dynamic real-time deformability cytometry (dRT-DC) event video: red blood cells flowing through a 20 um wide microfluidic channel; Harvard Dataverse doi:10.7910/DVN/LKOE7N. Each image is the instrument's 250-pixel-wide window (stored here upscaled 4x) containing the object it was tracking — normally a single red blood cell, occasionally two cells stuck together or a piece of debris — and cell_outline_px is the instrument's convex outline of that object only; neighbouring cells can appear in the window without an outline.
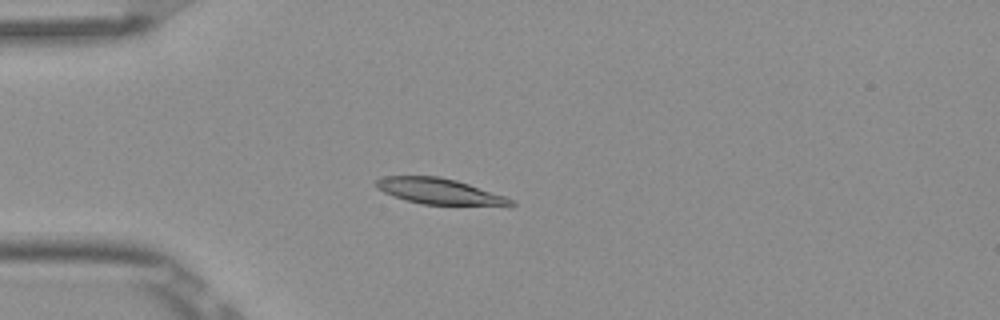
{"species": "Egyptian fruit bat (a non-hibernating species)", "species_latin": "Rousettus aegyptiacus", "temperature_condition": "room temperature", "stored_images_in_passage": 5, "camera_frame_rate_fps": 3000, "um_per_image_px": 0.085, "frame": {"image": 1, "passage_image": 5, "time_ms": 1.333, "image_size_px": [1000, 320], "cell_outline_px": [[516, 204], [420, 204], [384, 192], [376, 188], [376, 180], [384, 176], [440, 176], [456, 180], [516, 200]], "centroid_in_image_um": [37.27, 16.23], "position_along_channel_um": 47.7, "area_um2": 19.54}}